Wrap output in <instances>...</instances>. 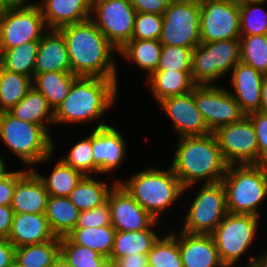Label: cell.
Returning a JSON list of instances; mask_svg holds the SVG:
<instances>
[{"label": "cell", "instance_id": "obj_1", "mask_svg": "<svg viewBox=\"0 0 267 267\" xmlns=\"http://www.w3.org/2000/svg\"><path fill=\"white\" fill-rule=\"evenodd\" d=\"M58 30L65 39L71 73L77 77L118 79L114 58L118 50L91 19Z\"/></svg>", "mask_w": 267, "mask_h": 267}, {"label": "cell", "instance_id": "obj_2", "mask_svg": "<svg viewBox=\"0 0 267 267\" xmlns=\"http://www.w3.org/2000/svg\"><path fill=\"white\" fill-rule=\"evenodd\" d=\"M170 166L183 185L184 193L203 180L204 184L221 182L228 168L214 133L178 137Z\"/></svg>", "mask_w": 267, "mask_h": 267}, {"label": "cell", "instance_id": "obj_3", "mask_svg": "<svg viewBox=\"0 0 267 267\" xmlns=\"http://www.w3.org/2000/svg\"><path fill=\"white\" fill-rule=\"evenodd\" d=\"M118 79L78 77L68 96L54 111L55 124H81L97 121L116 105Z\"/></svg>", "mask_w": 267, "mask_h": 267}, {"label": "cell", "instance_id": "obj_4", "mask_svg": "<svg viewBox=\"0 0 267 267\" xmlns=\"http://www.w3.org/2000/svg\"><path fill=\"white\" fill-rule=\"evenodd\" d=\"M118 182L157 221L159 215L174 206L184 193V187L171 166L166 170L151 166L136 172L126 181Z\"/></svg>", "mask_w": 267, "mask_h": 267}, {"label": "cell", "instance_id": "obj_5", "mask_svg": "<svg viewBox=\"0 0 267 267\" xmlns=\"http://www.w3.org/2000/svg\"><path fill=\"white\" fill-rule=\"evenodd\" d=\"M0 140L28 169L49 163L56 149L52 135L41 125L17 119L9 112L0 113Z\"/></svg>", "mask_w": 267, "mask_h": 267}, {"label": "cell", "instance_id": "obj_6", "mask_svg": "<svg viewBox=\"0 0 267 267\" xmlns=\"http://www.w3.org/2000/svg\"><path fill=\"white\" fill-rule=\"evenodd\" d=\"M221 182L228 213L260 217V205L267 198V164L228 165Z\"/></svg>", "mask_w": 267, "mask_h": 267}, {"label": "cell", "instance_id": "obj_7", "mask_svg": "<svg viewBox=\"0 0 267 267\" xmlns=\"http://www.w3.org/2000/svg\"><path fill=\"white\" fill-rule=\"evenodd\" d=\"M240 62V38L200 43L193 50L191 77L196 85H214Z\"/></svg>", "mask_w": 267, "mask_h": 267}, {"label": "cell", "instance_id": "obj_8", "mask_svg": "<svg viewBox=\"0 0 267 267\" xmlns=\"http://www.w3.org/2000/svg\"><path fill=\"white\" fill-rule=\"evenodd\" d=\"M259 217L252 214L228 213L211 233L221 262L234 267L255 241Z\"/></svg>", "mask_w": 267, "mask_h": 267}, {"label": "cell", "instance_id": "obj_9", "mask_svg": "<svg viewBox=\"0 0 267 267\" xmlns=\"http://www.w3.org/2000/svg\"><path fill=\"white\" fill-rule=\"evenodd\" d=\"M192 199L180 229L190 234H211L228 214L222 182L204 184Z\"/></svg>", "mask_w": 267, "mask_h": 267}, {"label": "cell", "instance_id": "obj_10", "mask_svg": "<svg viewBox=\"0 0 267 267\" xmlns=\"http://www.w3.org/2000/svg\"><path fill=\"white\" fill-rule=\"evenodd\" d=\"M200 2L171 0L163 14L162 45L194 49L200 44Z\"/></svg>", "mask_w": 267, "mask_h": 267}, {"label": "cell", "instance_id": "obj_11", "mask_svg": "<svg viewBox=\"0 0 267 267\" xmlns=\"http://www.w3.org/2000/svg\"><path fill=\"white\" fill-rule=\"evenodd\" d=\"M48 30L37 4L9 7L0 15V51L40 41Z\"/></svg>", "mask_w": 267, "mask_h": 267}, {"label": "cell", "instance_id": "obj_12", "mask_svg": "<svg viewBox=\"0 0 267 267\" xmlns=\"http://www.w3.org/2000/svg\"><path fill=\"white\" fill-rule=\"evenodd\" d=\"M136 13L129 0H92L90 19L120 50L132 38Z\"/></svg>", "mask_w": 267, "mask_h": 267}, {"label": "cell", "instance_id": "obj_13", "mask_svg": "<svg viewBox=\"0 0 267 267\" xmlns=\"http://www.w3.org/2000/svg\"><path fill=\"white\" fill-rule=\"evenodd\" d=\"M200 43L240 38L238 0L200 2Z\"/></svg>", "mask_w": 267, "mask_h": 267}, {"label": "cell", "instance_id": "obj_14", "mask_svg": "<svg viewBox=\"0 0 267 267\" xmlns=\"http://www.w3.org/2000/svg\"><path fill=\"white\" fill-rule=\"evenodd\" d=\"M213 133L228 165L259 164L257 137L247 115L240 121L218 128Z\"/></svg>", "mask_w": 267, "mask_h": 267}, {"label": "cell", "instance_id": "obj_15", "mask_svg": "<svg viewBox=\"0 0 267 267\" xmlns=\"http://www.w3.org/2000/svg\"><path fill=\"white\" fill-rule=\"evenodd\" d=\"M193 96L211 133L246 116L229 90L221 85H196Z\"/></svg>", "mask_w": 267, "mask_h": 267}, {"label": "cell", "instance_id": "obj_16", "mask_svg": "<svg viewBox=\"0 0 267 267\" xmlns=\"http://www.w3.org/2000/svg\"><path fill=\"white\" fill-rule=\"evenodd\" d=\"M107 201L111 225L116 231L154 230L159 222L119 182L110 190Z\"/></svg>", "mask_w": 267, "mask_h": 267}, {"label": "cell", "instance_id": "obj_17", "mask_svg": "<svg viewBox=\"0 0 267 267\" xmlns=\"http://www.w3.org/2000/svg\"><path fill=\"white\" fill-rule=\"evenodd\" d=\"M127 149L125 138L117 128L99 122L92 131L93 173L104 175L118 169Z\"/></svg>", "mask_w": 267, "mask_h": 267}, {"label": "cell", "instance_id": "obj_18", "mask_svg": "<svg viewBox=\"0 0 267 267\" xmlns=\"http://www.w3.org/2000/svg\"><path fill=\"white\" fill-rule=\"evenodd\" d=\"M158 105L171 119L179 137L203 136L211 133L196 107L193 90L186 94L164 98Z\"/></svg>", "mask_w": 267, "mask_h": 267}, {"label": "cell", "instance_id": "obj_19", "mask_svg": "<svg viewBox=\"0 0 267 267\" xmlns=\"http://www.w3.org/2000/svg\"><path fill=\"white\" fill-rule=\"evenodd\" d=\"M233 91L229 93L239 104L242 112L248 115L258 112L261 107V86L265 75L252 66L238 62L231 71Z\"/></svg>", "mask_w": 267, "mask_h": 267}, {"label": "cell", "instance_id": "obj_20", "mask_svg": "<svg viewBox=\"0 0 267 267\" xmlns=\"http://www.w3.org/2000/svg\"><path fill=\"white\" fill-rule=\"evenodd\" d=\"M177 240L183 267H225L211 234L178 231Z\"/></svg>", "mask_w": 267, "mask_h": 267}, {"label": "cell", "instance_id": "obj_21", "mask_svg": "<svg viewBox=\"0 0 267 267\" xmlns=\"http://www.w3.org/2000/svg\"><path fill=\"white\" fill-rule=\"evenodd\" d=\"M48 197L42 180L32 169H27L16 180L11 208L15 213L43 214Z\"/></svg>", "mask_w": 267, "mask_h": 267}, {"label": "cell", "instance_id": "obj_22", "mask_svg": "<svg viewBox=\"0 0 267 267\" xmlns=\"http://www.w3.org/2000/svg\"><path fill=\"white\" fill-rule=\"evenodd\" d=\"M37 5L48 29H59L91 18L92 0H40Z\"/></svg>", "mask_w": 267, "mask_h": 267}, {"label": "cell", "instance_id": "obj_23", "mask_svg": "<svg viewBox=\"0 0 267 267\" xmlns=\"http://www.w3.org/2000/svg\"><path fill=\"white\" fill-rule=\"evenodd\" d=\"M55 238L45 213H15L7 237L16 248L45 243Z\"/></svg>", "mask_w": 267, "mask_h": 267}, {"label": "cell", "instance_id": "obj_24", "mask_svg": "<svg viewBox=\"0 0 267 267\" xmlns=\"http://www.w3.org/2000/svg\"><path fill=\"white\" fill-rule=\"evenodd\" d=\"M71 72L65 39L58 29H49L39 41L34 73Z\"/></svg>", "mask_w": 267, "mask_h": 267}, {"label": "cell", "instance_id": "obj_25", "mask_svg": "<svg viewBox=\"0 0 267 267\" xmlns=\"http://www.w3.org/2000/svg\"><path fill=\"white\" fill-rule=\"evenodd\" d=\"M145 79L156 104L164 98L189 93L196 86L191 71H155Z\"/></svg>", "mask_w": 267, "mask_h": 267}, {"label": "cell", "instance_id": "obj_26", "mask_svg": "<svg viewBox=\"0 0 267 267\" xmlns=\"http://www.w3.org/2000/svg\"><path fill=\"white\" fill-rule=\"evenodd\" d=\"M12 116L25 122L41 125L49 134L54 122V110L44 95L32 87L26 96L8 111Z\"/></svg>", "mask_w": 267, "mask_h": 267}, {"label": "cell", "instance_id": "obj_27", "mask_svg": "<svg viewBox=\"0 0 267 267\" xmlns=\"http://www.w3.org/2000/svg\"><path fill=\"white\" fill-rule=\"evenodd\" d=\"M80 212L69 197L49 195L45 216L56 237H66L76 227Z\"/></svg>", "mask_w": 267, "mask_h": 267}, {"label": "cell", "instance_id": "obj_28", "mask_svg": "<svg viewBox=\"0 0 267 267\" xmlns=\"http://www.w3.org/2000/svg\"><path fill=\"white\" fill-rule=\"evenodd\" d=\"M77 78L71 72L34 73L32 86L46 97L48 104L55 111L68 96L70 88Z\"/></svg>", "mask_w": 267, "mask_h": 267}, {"label": "cell", "instance_id": "obj_29", "mask_svg": "<svg viewBox=\"0 0 267 267\" xmlns=\"http://www.w3.org/2000/svg\"><path fill=\"white\" fill-rule=\"evenodd\" d=\"M162 50L159 40L131 39L120 50L119 56L146 72L147 78L156 71Z\"/></svg>", "mask_w": 267, "mask_h": 267}, {"label": "cell", "instance_id": "obj_30", "mask_svg": "<svg viewBox=\"0 0 267 267\" xmlns=\"http://www.w3.org/2000/svg\"><path fill=\"white\" fill-rule=\"evenodd\" d=\"M158 237L154 230L116 231L109 264L134 253L148 254Z\"/></svg>", "mask_w": 267, "mask_h": 267}, {"label": "cell", "instance_id": "obj_31", "mask_svg": "<svg viewBox=\"0 0 267 267\" xmlns=\"http://www.w3.org/2000/svg\"><path fill=\"white\" fill-rule=\"evenodd\" d=\"M112 186L107 182L98 181L93 176H84L68 196L71 202L80 210H90L107 201L110 190L118 182L113 179Z\"/></svg>", "mask_w": 267, "mask_h": 267}, {"label": "cell", "instance_id": "obj_32", "mask_svg": "<svg viewBox=\"0 0 267 267\" xmlns=\"http://www.w3.org/2000/svg\"><path fill=\"white\" fill-rule=\"evenodd\" d=\"M115 233L112 225L75 227L67 237L73 243L95 250L108 259L113 249Z\"/></svg>", "mask_w": 267, "mask_h": 267}, {"label": "cell", "instance_id": "obj_33", "mask_svg": "<svg viewBox=\"0 0 267 267\" xmlns=\"http://www.w3.org/2000/svg\"><path fill=\"white\" fill-rule=\"evenodd\" d=\"M35 169L34 167L32 170L42 180L50 196L68 197L84 177L81 172L66 165L61 159L55 163L50 175H41Z\"/></svg>", "mask_w": 267, "mask_h": 267}, {"label": "cell", "instance_id": "obj_34", "mask_svg": "<svg viewBox=\"0 0 267 267\" xmlns=\"http://www.w3.org/2000/svg\"><path fill=\"white\" fill-rule=\"evenodd\" d=\"M38 47L39 41H32L0 51V66L33 79Z\"/></svg>", "mask_w": 267, "mask_h": 267}, {"label": "cell", "instance_id": "obj_35", "mask_svg": "<svg viewBox=\"0 0 267 267\" xmlns=\"http://www.w3.org/2000/svg\"><path fill=\"white\" fill-rule=\"evenodd\" d=\"M60 256V238L15 248V261L22 267H52Z\"/></svg>", "mask_w": 267, "mask_h": 267}, {"label": "cell", "instance_id": "obj_36", "mask_svg": "<svg viewBox=\"0 0 267 267\" xmlns=\"http://www.w3.org/2000/svg\"><path fill=\"white\" fill-rule=\"evenodd\" d=\"M32 87V78L0 66V113L13 108Z\"/></svg>", "mask_w": 267, "mask_h": 267}, {"label": "cell", "instance_id": "obj_37", "mask_svg": "<svg viewBox=\"0 0 267 267\" xmlns=\"http://www.w3.org/2000/svg\"><path fill=\"white\" fill-rule=\"evenodd\" d=\"M148 267H183L177 233L158 237L147 254Z\"/></svg>", "mask_w": 267, "mask_h": 267}, {"label": "cell", "instance_id": "obj_38", "mask_svg": "<svg viewBox=\"0 0 267 267\" xmlns=\"http://www.w3.org/2000/svg\"><path fill=\"white\" fill-rule=\"evenodd\" d=\"M264 3L267 0H239L241 36L267 35V11L263 8Z\"/></svg>", "mask_w": 267, "mask_h": 267}, {"label": "cell", "instance_id": "obj_39", "mask_svg": "<svg viewBox=\"0 0 267 267\" xmlns=\"http://www.w3.org/2000/svg\"><path fill=\"white\" fill-rule=\"evenodd\" d=\"M60 256L74 267H110L108 259L97 251L60 238Z\"/></svg>", "mask_w": 267, "mask_h": 267}, {"label": "cell", "instance_id": "obj_40", "mask_svg": "<svg viewBox=\"0 0 267 267\" xmlns=\"http://www.w3.org/2000/svg\"><path fill=\"white\" fill-rule=\"evenodd\" d=\"M240 61L267 75V35L240 36Z\"/></svg>", "mask_w": 267, "mask_h": 267}, {"label": "cell", "instance_id": "obj_41", "mask_svg": "<svg viewBox=\"0 0 267 267\" xmlns=\"http://www.w3.org/2000/svg\"><path fill=\"white\" fill-rule=\"evenodd\" d=\"M74 144L66 156L60 159L84 176H93L92 132Z\"/></svg>", "mask_w": 267, "mask_h": 267}, {"label": "cell", "instance_id": "obj_42", "mask_svg": "<svg viewBox=\"0 0 267 267\" xmlns=\"http://www.w3.org/2000/svg\"><path fill=\"white\" fill-rule=\"evenodd\" d=\"M193 50L182 46L162 45L156 71H191Z\"/></svg>", "mask_w": 267, "mask_h": 267}, {"label": "cell", "instance_id": "obj_43", "mask_svg": "<svg viewBox=\"0 0 267 267\" xmlns=\"http://www.w3.org/2000/svg\"><path fill=\"white\" fill-rule=\"evenodd\" d=\"M163 24V15L136 13L131 39L159 40Z\"/></svg>", "mask_w": 267, "mask_h": 267}, {"label": "cell", "instance_id": "obj_44", "mask_svg": "<svg viewBox=\"0 0 267 267\" xmlns=\"http://www.w3.org/2000/svg\"><path fill=\"white\" fill-rule=\"evenodd\" d=\"M111 225V210L108 201L90 210L81 211L76 227H101Z\"/></svg>", "mask_w": 267, "mask_h": 267}, {"label": "cell", "instance_id": "obj_45", "mask_svg": "<svg viewBox=\"0 0 267 267\" xmlns=\"http://www.w3.org/2000/svg\"><path fill=\"white\" fill-rule=\"evenodd\" d=\"M254 127L258 148L259 164H267V114L261 111L247 115Z\"/></svg>", "mask_w": 267, "mask_h": 267}, {"label": "cell", "instance_id": "obj_46", "mask_svg": "<svg viewBox=\"0 0 267 267\" xmlns=\"http://www.w3.org/2000/svg\"><path fill=\"white\" fill-rule=\"evenodd\" d=\"M27 170H14L9 176L0 180V205L11 206L16 180Z\"/></svg>", "mask_w": 267, "mask_h": 267}, {"label": "cell", "instance_id": "obj_47", "mask_svg": "<svg viewBox=\"0 0 267 267\" xmlns=\"http://www.w3.org/2000/svg\"><path fill=\"white\" fill-rule=\"evenodd\" d=\"M137 13L163 15L171 0H129Z\"/></svg>", "mask_w": 267, "mask_h": 267}, {"label": "cell", "instance_id": "obj_48", "mask_svg": "<svg viewBox=\"0 0 267 267\" xmlns=\"http://www.w3.org/2000/svg\"><path fill=\"white\" fill-rule=\"evenodd\" d=\"M110 267H148L147 254L134 253L113 261Z\"/></svg>", "mask_w": 267, "mask_h": 267}, {"label": "cell", "instance_id": "obj_49", "mask_svg": "<svg viewBox=\"0 0 267 267\" xmlns=\"http://www.w3.org/2000/svg\"><path fill=\"white\" fill-rule=\"evenodd\" d=\"M15 212L11 206L0 205V238H7Z\"/></svg>", "mask_w": 267, "mask_h": 267}, {"label": "cell", "instance_id": "obj_50", "mask_svg": "<svg viewBox=\"0 0 267 267\" xmlns=\"http://www.w3.org/2000/svg\"><path fill=\"white\" fill-rule=\"evenodd\" d=\"M15 248L7 238H0V267H7L15 260Z\"/></svg>", "mask_w": 267, "mask_h": 267}, {"label": "cell", "instance_id": "obj_51", "mask_svg": "<svg viewBox=\"0 0 267 267\" xmlns=\"http://www.w3.org/2000/svg\"><path fill=\"white\" fill-rule=\"evenodd\" d=\"M248 263L247 266L255 265L256 267H267V250L263 255L259 257L248 255Z\"/></svg>", "mask_w": 267, "mask_h": 267}, {"label": "cell", "instance_id": "obj_52", "mask_svg": "<svg viewBox=\"0 0 267 267\" xmlns=\"http://www.w3.org/2000/svg\"><path fill=\"white\" fill-rule=\"evenodd\" d=\"M259 111L267 114V75H265L261 86V107Z\"/></svg>", "mask_w": 267, "mask_h": 267}, {"label": "cell", "instance_id": "obj_53", "mask_svg": "<svg viewBox=\"0 0 267 267\" xmlns=\"http://www.w3.org/2000/svg\"><path fill=\"white\" fill-rule=\"evenodd\" d=\"M6 2L10 7L33 6L37 4L35 2L31 3L29 0H6Z\"/></svg>", "mask_w": 267, "mask_h": 267}, {"label": "cell", "instance_id": "obj_54", "mask_svg": "<svg viewBox=\"0 0 267 267\" xmlns=\"http://www.w3.org/2000/svg\"><path fill=\"white\" fill-rule=\"evenodd\" d=\"M12 172L13 171H9L7 169V165L4 161V159H2V157H0V180H3L7 176H9Z\"/></svg>", "mask_w": 267, "mask_h": 267}, {"label": "cell", "instance_id": "obj_55", "mask_svg": "<svg viewBox=\"0 0 267 267\" xmlns=\"http://www.w3.org/2000/svg\"><path fill=\"white\" fill-rule=\"evenodd\" d=\"M52 267H74L69 264L63 257L59 256Z\"/></svg>", "mask_w": 267, "mask_h": 267}, {"label": "cell", "instance_id": "obj_56", "mask_svg": "<svg viewBox=\"0 0 267 267\" xmlns=\"http://www.w3.org/2000/svg\"><path fill=\"white\" fill-rule=\"evenodd\" d=\"M9 7L10 6L7 4L6 0H0V15Z\"/></svg>", "mask_w": 267, "mask_h": 267}, {"label": "cell", "instance_id": "obj_57", "mask_svg": "<svg viewBox=\"0 0 267 267\" xmlns=\"http://www.w3.org/2000/svg\"><path fill=\"white\" fill-rule=\"evenodd\" d=\"M7 267H22L15 260Z\"/></svg>", "mask_w": 267, "mask_h": 267}, {"label": "cell", "instance_id": "obj_58", "mask_svg": "<svg viewBox=\"0 0 267 267\" xmlns=\"http://www.w3.org/2000/svg\"><path fill=\"white\" fill-rule=\"evenodd\" d=\"M245 267H256V266H255V265H250V266H247V265H246Z\"/></svg>", "mask_w": 267, "mask_h": 267}]
</instances>
